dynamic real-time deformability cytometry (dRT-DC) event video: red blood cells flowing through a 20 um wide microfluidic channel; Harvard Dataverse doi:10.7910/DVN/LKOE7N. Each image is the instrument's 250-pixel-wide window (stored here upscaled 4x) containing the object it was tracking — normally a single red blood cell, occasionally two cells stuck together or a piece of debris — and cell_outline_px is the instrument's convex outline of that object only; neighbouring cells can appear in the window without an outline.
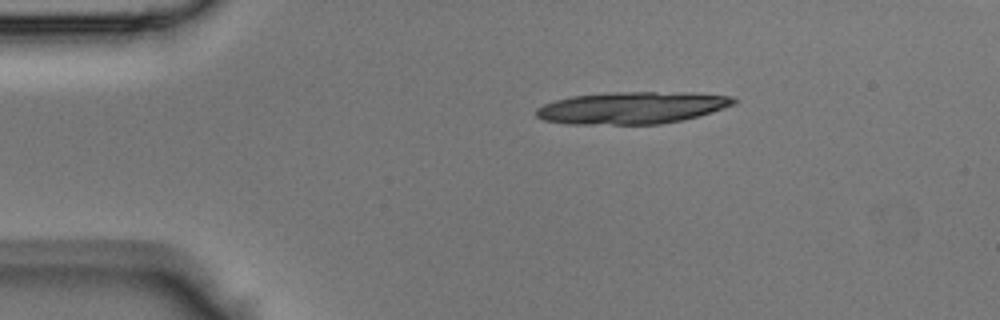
{"species": "Egyptian fruit bat (a non-hibernating species)", "species_latin": "Rousettus aegyptiacus", "temperature_condition": "room temperature", "stored_images_in_passage": 23, "segment_of_instrument_passage": [1, 2], "camera_frame_rate_fps": 3000, "um_per_image_px": 0.085, "animal": {"sex": "male"}, "frame": {"image": 1, "passage_image": 1, "time_ms": 0.0, "image_size_px": [1000, 320], "cell_outline_px": [[736, 104], [700, 116], [660, 124], [568, 124], [544, 120], [536, 116], [536, 108], [544, 104], [556, 100], [572, 96], [612, 92], [692, 92], [732, 96], [736, 100]], "centroid_in_image_um": [53.75, 9.15], "position_along_channel_um": 31.3, "area_um2": 37.05}}